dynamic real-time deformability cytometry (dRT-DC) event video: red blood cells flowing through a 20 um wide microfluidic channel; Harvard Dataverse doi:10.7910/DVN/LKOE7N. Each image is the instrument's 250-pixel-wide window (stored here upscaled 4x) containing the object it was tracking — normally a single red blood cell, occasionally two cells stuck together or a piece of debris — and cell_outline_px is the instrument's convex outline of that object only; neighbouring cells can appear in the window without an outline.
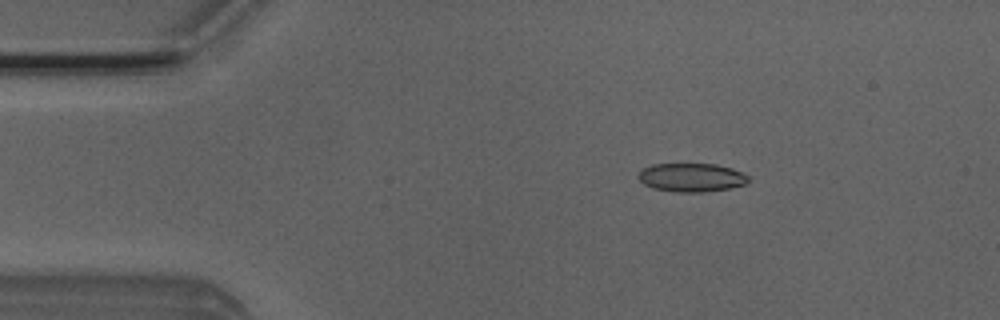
{"species": "Egyptian fruit bat (a non-hibernating species)", "species_latin": "Rousettus aegyptiacus", "temperature_condition": "room temperature", "stored_images_in_passage": 50, "camera_frame_rate_fps": 3000, "um_per_image_px": 0.085, "animal": {"sex": "male"}, "frame": {"image": 1, "passage_image": 7, "time_ms": 2.0, "image_size_px": [1000, 320], "cell_outline_px": [[748, 180], [744, 184], [728, 188], [704, 192], [676, 192], [652, 188], [644, 184], [636, 176], [644, 168], [652, 164], [716, 164], [732, 168], [748, 176]], "centroid_in_image_um": [58.74, 15.08], "position_along_channel_um": 26.3, "area_um2": 18.21}}
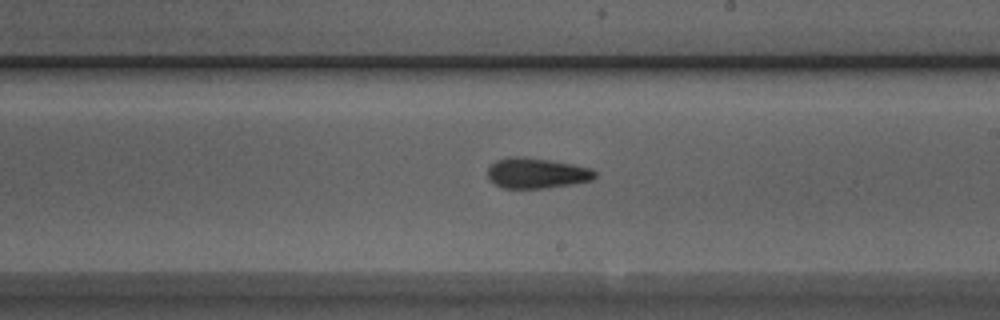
{"frame": {"image": 2, "passage_image": 28, "time_ms": 9.0, "image_size_px": [1000, 320], "cell_outline_px": [[596, 176], [592, 180], [572, 184], [548, 188], [504, 188], [488, 180], [488, 168], [496, 160], [508, 156], [520, 156], [548, 160], [572, 164], [588, 168], [596, 172]], "centroid_in_image_um": [45.58, 14.72], "position_along_channel_um": 243.4, "area_um2": 18.96}}
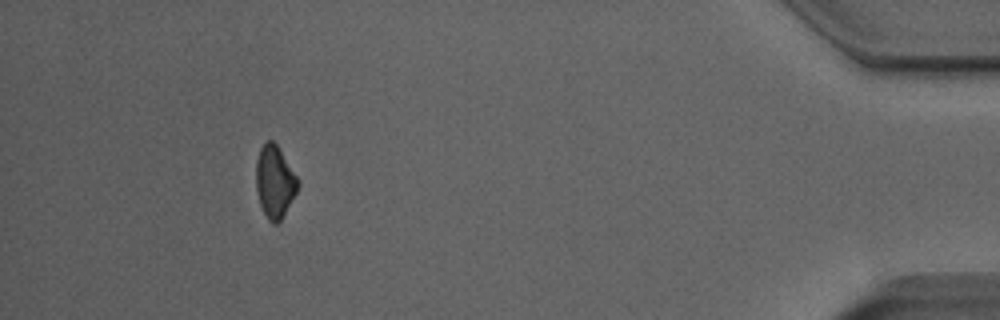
{"frame": {"image": 3, "passage_image": 46, "time_ms": 15.0, "image_size_px": [1000, 320], "cell_outline_px": [[300, 184], [296, 192], [280, 220], [276, 224], [272, 224], [268, 220], [260, 204], [256, 188], [256, 160], [260, 148], [268, 140], [272, 140], [280, 148], [300, 180]], "centroid_in_image_um": [23.36, 15.42], "position_along_channel_um": 411.8, "area_um2": 17.63}, "authors_computed_cell_mechanics": {"area_um2": 18.5538, "velocity_mm_per_s": 3.933, "shape_relaxation_time_tau1_ms": 4.8633, "shape_relaxation_time_tau2_ms": 2.4558, "deformation_change_tau1": 0.1273, "deformation_change_tau2": 0.0996}}